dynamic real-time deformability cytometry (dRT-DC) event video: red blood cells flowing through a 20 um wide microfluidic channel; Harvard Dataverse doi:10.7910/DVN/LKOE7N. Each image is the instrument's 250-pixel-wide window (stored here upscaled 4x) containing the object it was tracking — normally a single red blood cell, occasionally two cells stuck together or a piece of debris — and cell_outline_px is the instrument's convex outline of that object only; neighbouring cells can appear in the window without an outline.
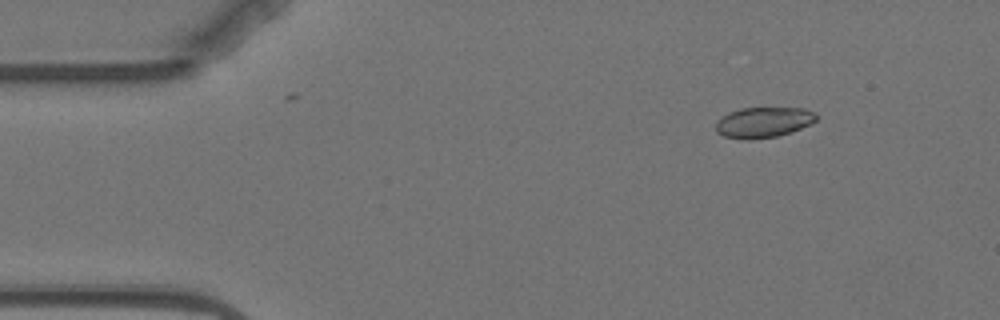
{"species": "Egyptian fruit bat (a non-hibernating species)", "species_latin": "Rousettus aegyptiacus", "temperature_condition": "warm", "stored_images_in_passage": 7, "camera_frame_rate_fps": 3000, "um_per_image_px": 0.085, "animal": {"sex": "female"}, "frame": {"image": 1, "passage_image": 2, "time_ms": 1.333, "image_size_px": [1000, 320], "cell_outline_px": [[816, 120], [792, 132], [776, 136], [748, 140], [724, 136], [716, 132], [716, 120], [728, 112], [740, 108], [804, 108], [816, 112]], "centroid_in_image_um": [64.86, 10.39], "position_along_channel_um": 20.1, "area_um2": 17.86}}
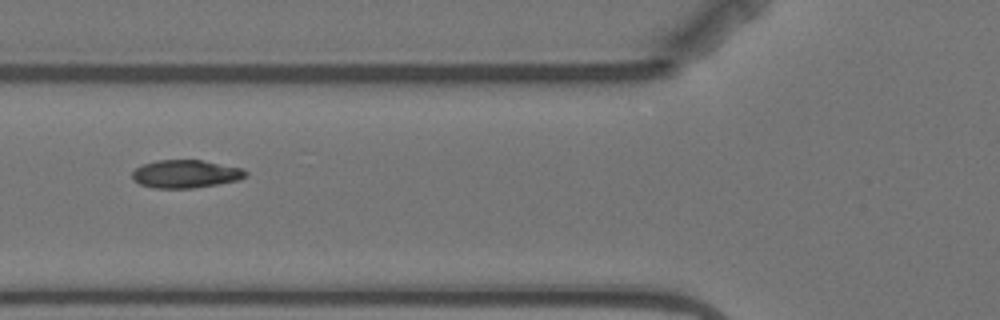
{"frame": {"image": 2, "passage_image": 6, "time_ms": 6.0, "image_size_px": [1000, 320], "cell_outline_px": [[248, 176], [240, 180], [192, 188], [156, 188], [140, 184], [132, 180], [132, 172], [136, 168], [144, 164], [156, 160], [200, 160], [244, 168], [248, 172]], "centroid_in_image_um": [15.81, 14.78], "position_along_channel_um": 110.0, "area_um2": 18.55}}
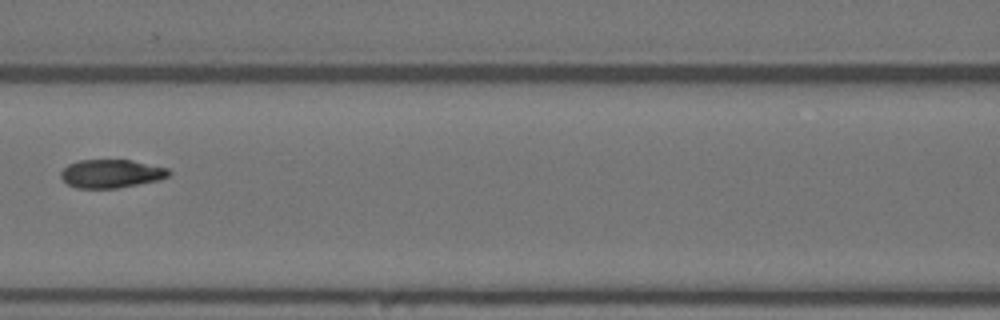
{"frame": {"image": 3, "passage_image": 7, "time_ms": 7.333, "image_size_px": [1000, 320], "cell_outline_px": [[172, 172], [168, 176], [160, 180], [116, 188], [76, 188], [68, 184], [60, 176], [60, 172], [68, 164], [80, 160], [132, 160], [168, 168]], "centroid_in_image_um": [9.47, 14.76], "position_along_channel_um": 157.1, "area_um2": 17.86}}